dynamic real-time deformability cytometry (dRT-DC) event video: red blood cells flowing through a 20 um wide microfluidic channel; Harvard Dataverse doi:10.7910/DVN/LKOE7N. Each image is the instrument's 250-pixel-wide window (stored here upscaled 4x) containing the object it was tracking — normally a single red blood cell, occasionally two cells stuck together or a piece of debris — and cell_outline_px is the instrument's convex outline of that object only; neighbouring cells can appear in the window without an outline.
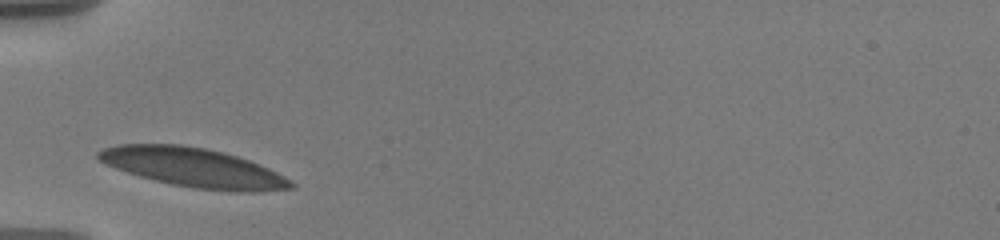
{"species": "human", "species_latin": "Homo sapiens", "temperature_condition": "warm", "stored_images_in_passage": 20, "camera_frame_rate_fps": 3000, "um_per_image_px": 0.085, "donor": {"sex": "male"}, "frame": {"image": 1, "passage_image": 1, "time_ms": 0.0, "image_size_px": [1000, 240], "cell_outline_px": [[296, 188], [256, 192], [244, 192], [196, 188], [172, 184], [140, 176], [104, 164], [96, 160], [96, 152], [104, 148], [116, 144], [180, 144], [204, 148], [224, 152], [248, 160], [268, 168], [284, 176], [296, 184]], "centroid_in_image_um": [16.42, 14.23], "position_along_channel_um": 68.6, "area_um2": 43.75}}
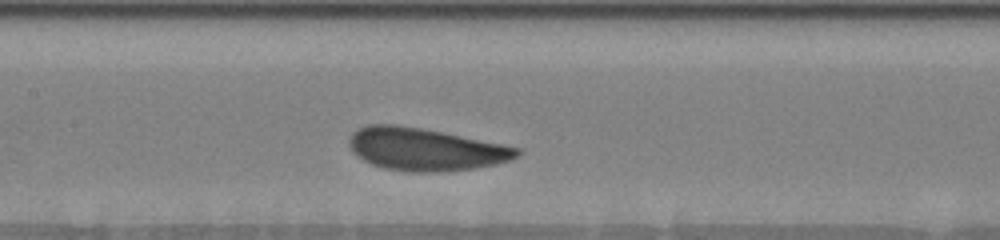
{"frame": {"image": 2, "passage_image": 7, "time_ms": 3.0, "image_size_px": [1000, 240], "cell_outline_px": [[520, 152], [512, 160], [496, 164], [476, 168], [444, 172], [412, 172], [384, 168], [372, 164], [356, 156], [352, 152], [348, 144], [348, 140], [352, 132], [368, 124], [396, 124], [420, 128], [520, 148]], "centroid_in_image_um": [36.1, 12.7], "position_along_channel_um": 171.3, "area_um2": 41.44}}
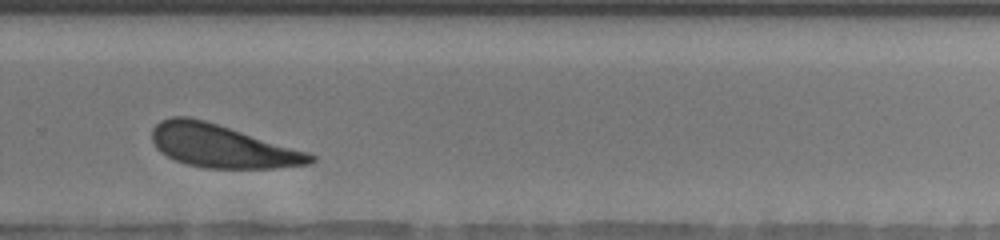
{"frame": {"image": 3, "passage_image": 15, "time_ms": 7.0, "image_size_px": [1000, 240], "cell_outline_px": [[316, 160], [312, 164], [272, 168], [204, 168], [184, 164], [160, 152], [156, 148], [152, 140], [152, 128], [160, 120], [172, 116], [188, 116], [204, 120], [308, 152], [316, 156]], "centroid_in_image_um": [18.85, 12.42], "position_along_channel_um": 311.0, "area_um2": 39.54}}